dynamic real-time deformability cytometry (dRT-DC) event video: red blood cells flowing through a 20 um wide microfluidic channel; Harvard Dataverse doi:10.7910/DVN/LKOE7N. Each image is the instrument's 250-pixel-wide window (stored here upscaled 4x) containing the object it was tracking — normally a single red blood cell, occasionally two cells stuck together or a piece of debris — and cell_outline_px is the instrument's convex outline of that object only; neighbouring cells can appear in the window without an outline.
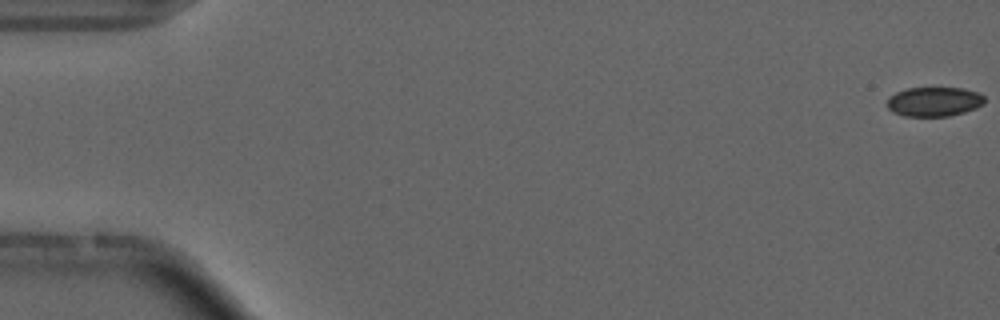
{"species": "common noctule bat (a hibernating species)", "species_latin": "Nyctalus noctula", "temperature_condition": "cold", "stored_images_in_passage": 6, "camera_frame_rate_fps": 3000, "um_per_image_px": 0.085, "animal": {"sex": "male", "forearm_length_mm": 52.5}, "frame": {"image": 1, "passage_image": 1, "time_ms": 0.0, "image_size_px": [1000, 320], "cell_outline_px": [[984, 104], [976, 108], [964, 112], [948, 116], [904, 116], [892, 112], [888, 108], [888, 96], [896, 92], [908, 88], [964, 88], [976, 92], [984, 96]], "centroid_in_image_um": [79.39, 8.64], "position_along_channel_um": 5.6, "area_um2": 16.7}}
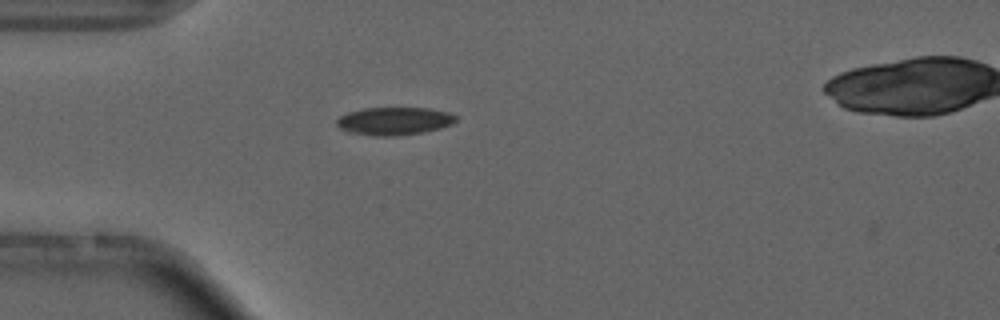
{"frame": {"image": 2, "passage_image": 5, "time_ms": 5.0, "image_size_px": [1000, 320], "cell_outline_px": [[456, 120], [452, 124], [440, 128], [424, 132], [392, 136], [372, 136], [344, 132], [336, 124], [336, 120], [340, 116], [348, 112], [364, 108], [428, 108], [448, 112], [456, 116]], "centroid_in_image_um": [33.46, 10.3], "position_along_channel_um": 51.5, "area_um2": 19.48}}